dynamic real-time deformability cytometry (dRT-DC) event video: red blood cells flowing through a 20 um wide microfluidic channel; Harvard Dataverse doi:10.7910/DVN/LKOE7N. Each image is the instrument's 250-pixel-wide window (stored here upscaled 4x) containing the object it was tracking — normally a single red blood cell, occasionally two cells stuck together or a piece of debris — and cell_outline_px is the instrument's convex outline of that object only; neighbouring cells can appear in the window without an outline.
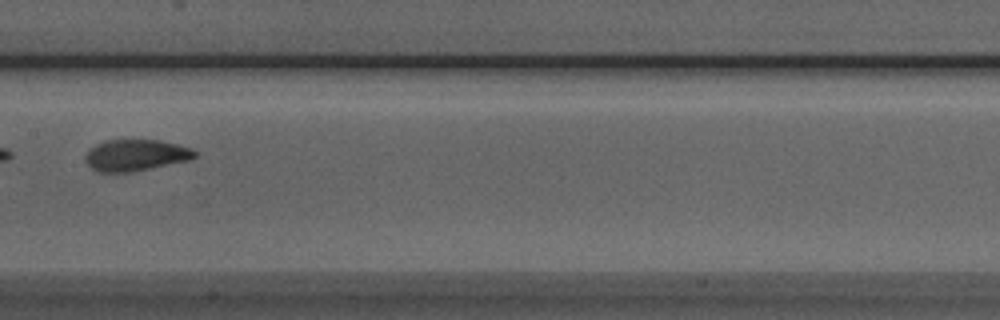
{"species": "Egyptian fruit bat (a non-hibernating species)", "species_latin": "Rousettus aegyptiacus", "temperature_condition": "room temperature", "stored_images_in_passage": 8, "camera_frame_rate_fps": 3000, "um_per_image_px": 0.085, "animal": {"sex": "male"}, "frame": {"image": 1, "passage_image": 8, "time_ms": 8.0, "image_size_px": [1000, 320], "cell_outline_px": [[196, 156], [188, 160], [132, 172], [96, 172], [84, 160], [84, 156], [88, 148], [104, 140], [160, 140], [192, 148], [196, 152]], "centroid_in_image_um": [11.48, 13.19], "position_along_channel_um": 195.9, "area_um2": 20.11}}